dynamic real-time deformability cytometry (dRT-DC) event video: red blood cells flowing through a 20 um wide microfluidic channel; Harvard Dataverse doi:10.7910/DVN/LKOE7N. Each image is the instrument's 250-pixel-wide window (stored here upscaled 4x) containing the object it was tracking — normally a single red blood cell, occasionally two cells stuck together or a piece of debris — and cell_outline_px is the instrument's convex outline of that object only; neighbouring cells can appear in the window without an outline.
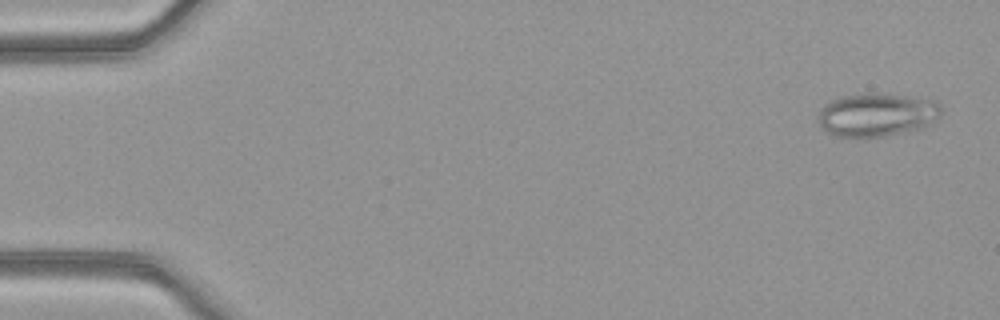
{"species": "common noctule bat (a hibernating species)", "species_latin": "Nyctalus noctula", "temperature_condition": "warm", "stored_images_in_passage": 51, "camera_frame_rate_fps": 3000, "um_per_image_px": 0.085, "animal": {"sex": "female", "body_mass_g": 21.9}, "frame": {"image": 1, "passage_image": 2, "time_ms": 0.333, "image_size_px": [1000, 320], "cell_outline_px": [[940, 116], [928, 124], [920, 128], [884, 136], [836, 136], [820, 128], [820, 112], [824, 104], [840, 96], [868, 92], [876, 92], [940, 100]], "centroid_in_image_um": [74.55, 9.71], "position_along_channel_um": 10.5, "area_um2": 31.04}}
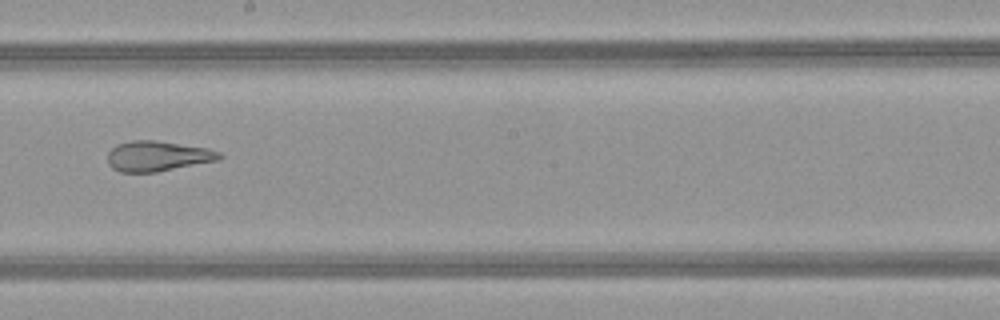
{"frame": {"image": 2, "passage_image": 29, "time_ms": 9.333, "image_size_px": [1000, 320], "cell_outline_px": [[224, 156], [220, 160], [156, 172], [120, 172], [112, 168], [108, 164], [108, 152], [116, 144], [132, 140], [156, 140], [208, 148], [220, 152]], "centroid_in_image_um": [13.41, 13.26], "position_along_channel_um": 234.8, "area_um2": 19.88}}
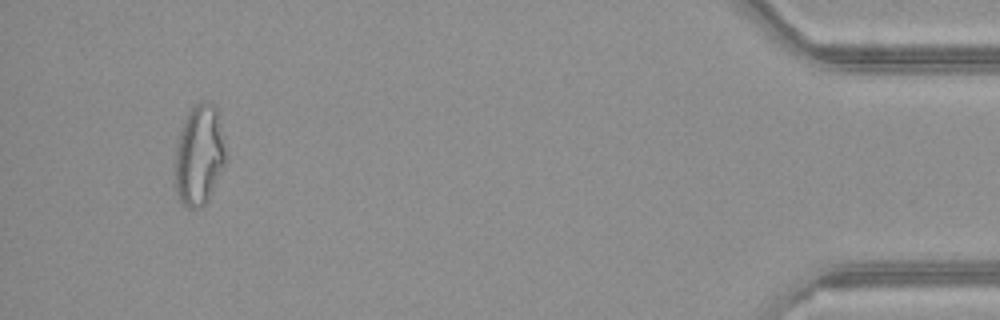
{"frame": {"image": 3, "passage_image": 48, "time_ms": 15.667, "image_size_px": [1000, 320], "cell_outline_px": [[228, 156], [208, 200], [200, 208], [188, 208], [180, 200], [176, 192], [176, 144], [180, 128], [188, 112], [200, 100], [208, 100], [216, 104], [220, 116]], "centroid_in_image_um": [16.97, 13.11], "position_along_channel_um": 418.2, "area_um2": 30.23}, "authors_computed_cell_mechanics": {"area_um2": 26.588, "velocity_mm_per_s": 4.0672, "shape_relaxation_time_tau1_ms": null, "shape_relaxation_time_tau2_ms": 1.6681, "deformation_change_tau1": null, "deformation_change_tau2": 0.1047}}